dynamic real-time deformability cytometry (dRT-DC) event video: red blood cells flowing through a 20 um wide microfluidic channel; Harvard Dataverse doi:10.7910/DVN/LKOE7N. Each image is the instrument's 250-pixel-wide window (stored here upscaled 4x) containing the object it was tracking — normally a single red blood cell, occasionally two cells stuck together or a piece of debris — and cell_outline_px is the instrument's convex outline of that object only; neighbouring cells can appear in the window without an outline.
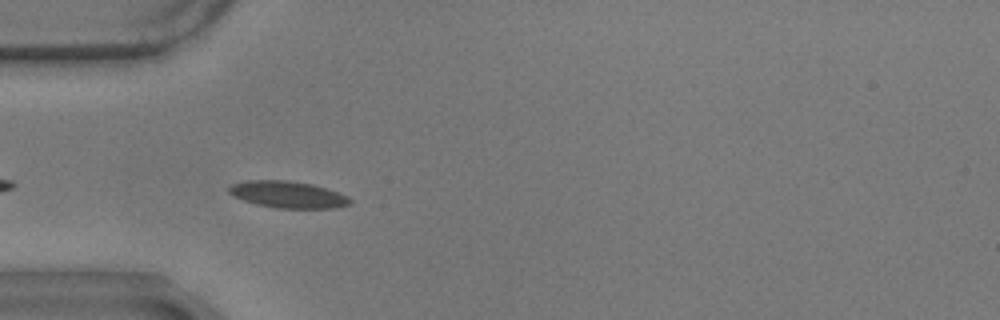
{"species": "common noctule bat (a hibernating species)", "species_latin": "Nyctalus noctula", "temperature_condition": "warm", "stored_images_in_passage": 33, "camera_frame_rate_fps": 3000, "um_per_image_px": 0.085, "animal": {"sex": "male", "body_mass_g": 17.9}, "frame": {"image": 1, "passage_image": 4, "time_ms": 1.0, "image_size_px": [1000, 320], "cell_outline_px": [[352, 200], [348, 204], [336, 208], [276, 208], [256, 204], [232, 196], [228, 192], [228, 188], [232, 184], [248, 180], [284, 180], [312, 184], [348, 196]], "centroid_in_image_um": [24.43, 16.54], "position_along_channel_um": 60.6, "area_um2": 18.73}}
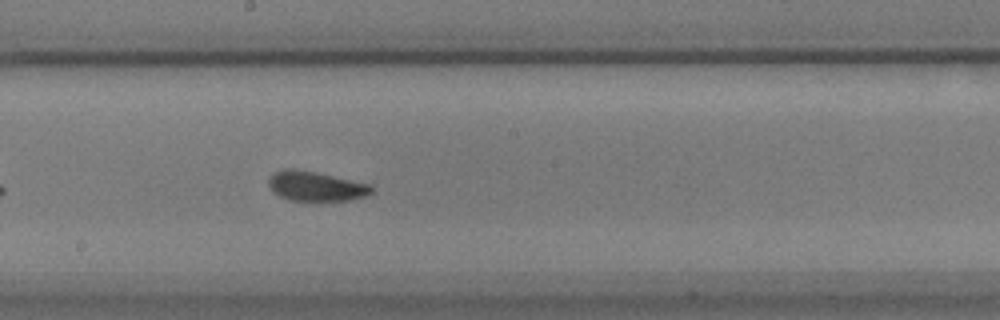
{"frame": {"image": 2, "passage_image": 18, "time_ms": 5.667, "image_size_px": [1000, 320], "cell_outline_px": [[372, 192], [364, 196], [348, 200], [320, 204], [288, 200], [272, 192], [268, 184], [268, 180], [276, 172], [284, 168], [316, 172], [372, 184]], "centroid_in_image_um": [26.85, 15.89], "position_along_channel_um": 221.3, "area_um2": 18.44}}
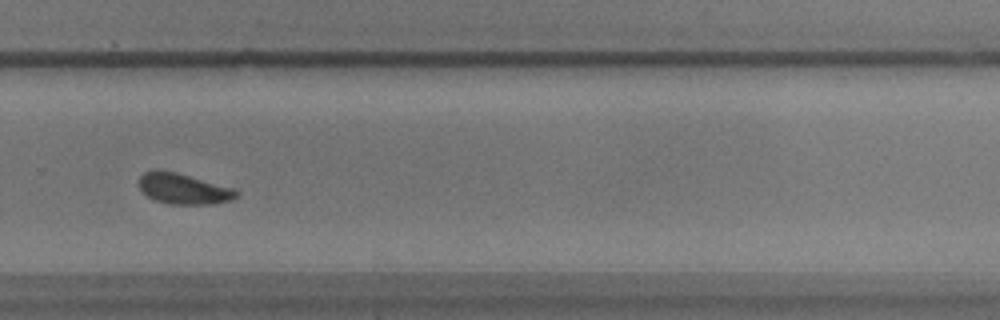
{"frame": {"image": 3, "passage_image": 26, "time_ms": 8.333, "image_size_px": [1000, 320], "cell_outline_px": [[240, 196], [232, 200], [208, 204], [168, 204], [152, 200], [140, 188], [140, 176], [144, 172], [176, 172], [236, 188], [240, 192]], "centroid_in_image_um": [15.69, 16.08], "position_along_channel_um": 314.1, "area_um2": 17.28}, "authors_computed_cell_mechanics": {"area_um2": 17.8024, "velocity_mm_per_s": 3.4925, "shape_relaxation_time_tau1_ms": 2.8262, "shape_relaxation_time_tau2_ms": 2.2019, "deformation_change_tau1": 0.1126, "deformation_change_tau2": 0.061}}